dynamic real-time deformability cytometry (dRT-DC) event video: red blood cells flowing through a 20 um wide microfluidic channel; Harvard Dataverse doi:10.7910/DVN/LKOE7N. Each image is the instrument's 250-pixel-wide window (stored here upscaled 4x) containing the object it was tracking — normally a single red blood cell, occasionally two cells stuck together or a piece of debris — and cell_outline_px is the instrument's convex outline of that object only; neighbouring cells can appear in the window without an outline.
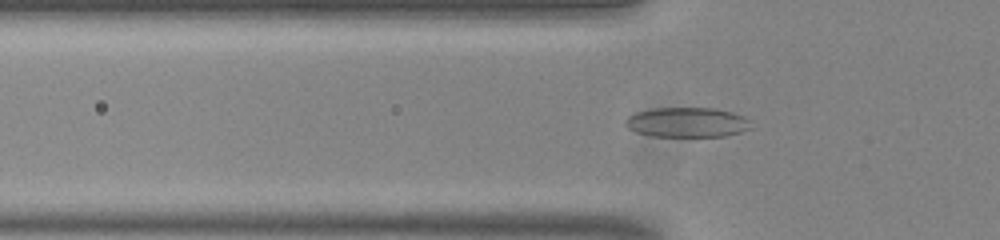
{"species": "common noctule bat (a hibernating species)", "species_latin": "Nyctalus noctula", "temperature_condition": "room temperature", "stored_images_in_passage": 54, "segment_of_instrument_passage": [1, 2], "camera_frame_rate_fps": 3000, "um_per_image_px": 0.085, "animal": {"sex": "male", "body_mass_g": 20.0, "forearm_length_mm": 53.3}, "frame": {"image": 1, "passage_image": 17, "time_ms": 5.333, "image_size_px": [1000, 240], "cell_outline_px": [[748, 128], [740, 132], [724, 136], [652, 136], [636, 132], [628, 128], [624, 124], [624, 120], [628, 116], [636, 112], [652, 108], [716, 108], [732, 112], [744, 116], [748, 120]], "centroid_in_image_um": [58.34, 10.39], "position_along_channel_um": 67.5, "area_um2": 21.73}}
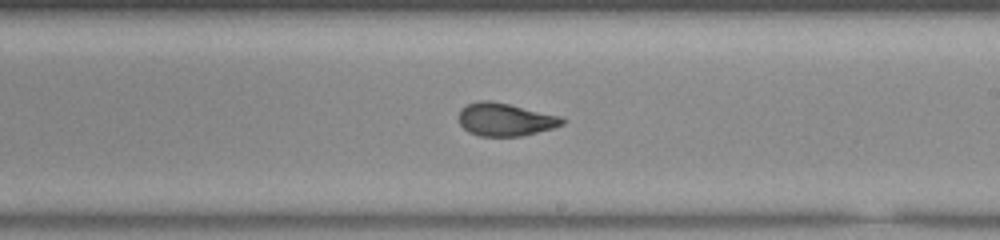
{"frame": {"image": 2, "passage_image": 31, "time_ms": 10.0, "image_size_px": [1000, 240], "cell_outline_px": [[564, 124], [552, 128], [524, 136], [480, 136], [468, 132], [460, 124], [460, 108], [468, 104], [480, 100], [492, 100], [560, 116], [564, 120]], "centroid_in_image_um": [42.93, 10.16], "position_along_channel_um": 246.1, "area_um2": 19.77}}
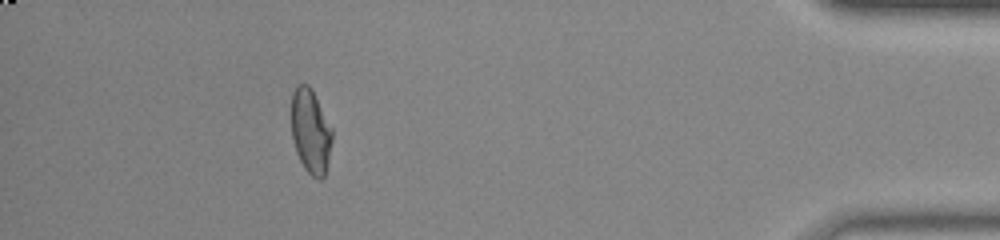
{"frame": {"image": 3, "passage_image": 48, "time_ms": 15.667, "image_size_px": [1000, 240], "cell_outline_px": [[332, 140], [328, 160], [324, 176], [320, 180], [312, 176], [304, 168], [296, 152], [292, 136], [292, 92], [296, 84], [308, 84], [312, 88], [332, 128]], "centroid_in_image_um": [26.4, 11.13], "position_along_channel_um": 408.8, "area_um2": 20.06}}